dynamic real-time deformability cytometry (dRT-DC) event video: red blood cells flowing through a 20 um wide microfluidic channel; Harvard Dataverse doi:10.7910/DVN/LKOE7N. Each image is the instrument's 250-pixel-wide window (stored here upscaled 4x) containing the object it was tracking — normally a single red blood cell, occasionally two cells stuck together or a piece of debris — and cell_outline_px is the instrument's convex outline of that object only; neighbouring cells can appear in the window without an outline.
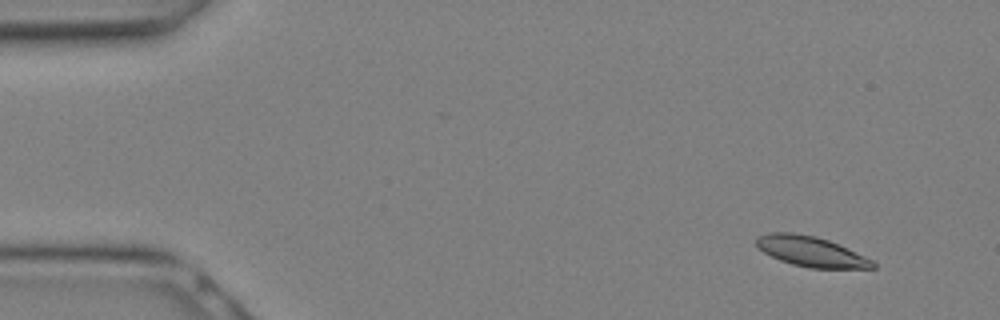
{"species": "Egyptian fruit bat (a non-hibernating species)", "species_latin": "Rousettus aegyptiacus", "temperature_condition": "warm", "stored_images_in_passage": 21, "camera_frame_rate_fps": 3000, "um_per_image_px": 0.085, "animal": {"sex": "female"}, "frame": {"image": 1, "passage_image": 3, "time_ms": 0.667, "image_size_px": [1000, 320], "cell_outline_px": [[876, 268], [808, 268], [792, 264], [780, 260], [764, 252], [756, 244], [756, 240], [760, 236], [768, 232], [792, 232], [816, 236], [828, 240], [864, 256], [872, 260], [876, 264]], "centroid_in_image_um": [68.93, 21.38], "position_along_channel_um": 16.1, "area_um2": 20.23}}
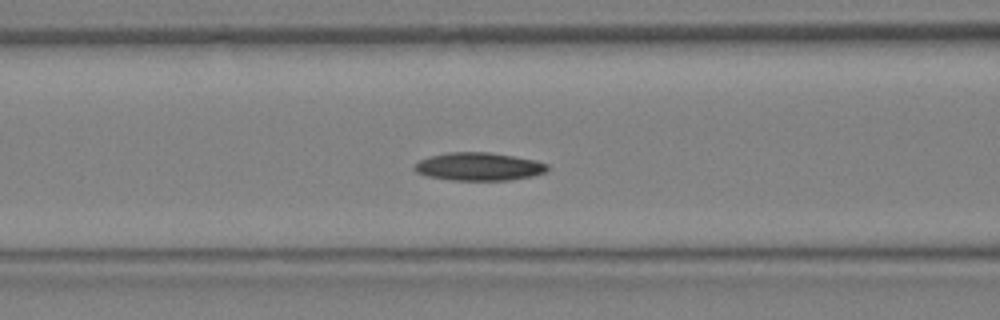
{"frame": {"image": 2, "passage_image": 12, "time_ms": 3.667, "image_size_px": [1000, 320], "cell_outline_px": [[548, 168], [544, 172], [532, 176], [508, 180], [452, 180], [428, 176], [416, 172], [412, 168], [412, 164], [428, 156], [448, 152], [488, 152], [536, 160], [548, 164]], "centroid_in_image_um": [40.64, 14.15], "position_along_channel_um": 126.0, "area_um2": 21.73}}
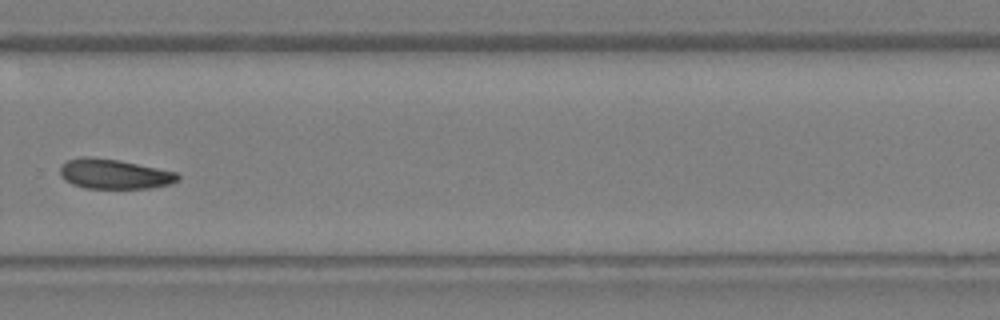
{"frame": {"image": 3, "passage_image": 20, "time_ms": 6.333, "image_size_px": [1000, 320], "cell_outline_px": [[180, 180], [172, 184], [148, 188], [84, 188], [72, 184], [64, 180], [60, 176], [60, 164], [68, 160], [84, 156], [88, 156], [120, 160], [176, 172], [180, 176]], "centroid_in_image_um": [9.69, 14.79], "position_along_channel_um": 320.1, "area_um2": 20.63}}